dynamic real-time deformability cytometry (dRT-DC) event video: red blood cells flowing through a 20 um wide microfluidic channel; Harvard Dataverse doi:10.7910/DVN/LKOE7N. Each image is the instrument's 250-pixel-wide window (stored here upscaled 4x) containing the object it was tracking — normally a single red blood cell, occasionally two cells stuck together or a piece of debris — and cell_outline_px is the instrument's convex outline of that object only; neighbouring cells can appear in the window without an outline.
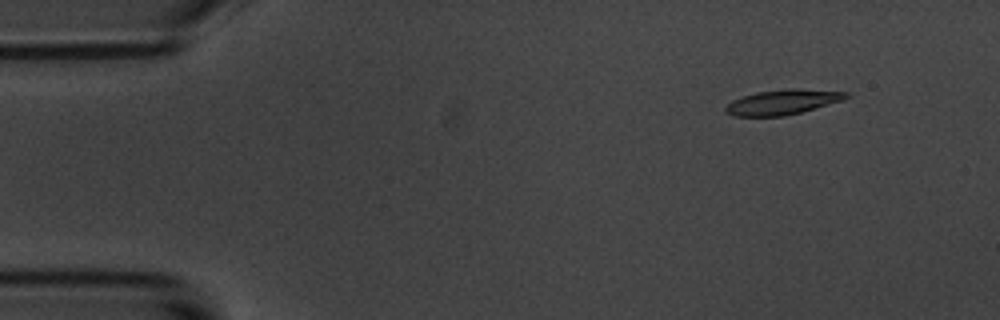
{"species": "common noctule bat (a hibernating species)", "species_latin": "Nyctalus noctula", "temperature_condition": "room temperature", "stored_images_in_passage": 54, "camera_frame_rate_fps": 3000, "um_per_image_px": 0.085, "animal": {"sex": "male", "body_mass_g": 20.1, "forearm_length_mm": 53.5}, "frame": {"image": 1, "passage_image": 4, "time_ms": 1.0, "image_size_px": [1000, 320], "cell_outline_px": [[852, 96], [844, 100], [800, 112], [784, 116], [732, 116], [724, 112], [724, 108], [732, 100], [756, 92], [792, 88], [848, 92]], "centroid_in_image_um": [66.53, 8.68], "position_along_channel_um": 18.5, "area_um2": 17.51}}
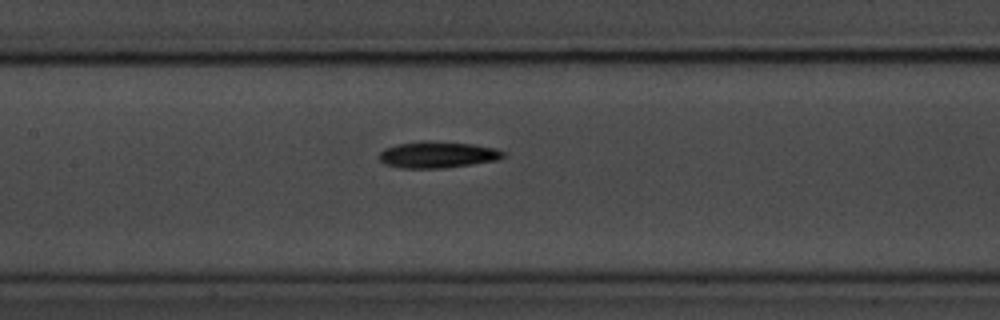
{"frame": {"image": 2, "passage_image": 24, "time_ms": 7.667, "image_size_px": [1000, 320], "cell_outline_px": [[508, 156], [496, 160], [472, 164], [444, 168], [400, 168], [384, 164], [380, 160], [380, 152], [384, 148], [400, 144], [424, 140], [428, 140], [472, 144], [496, 148], [504, 152]], "centroid_in_image_um": [37.21, 13.15], "position_along_channel_um": 170.2, "area_um2": 19.19}}
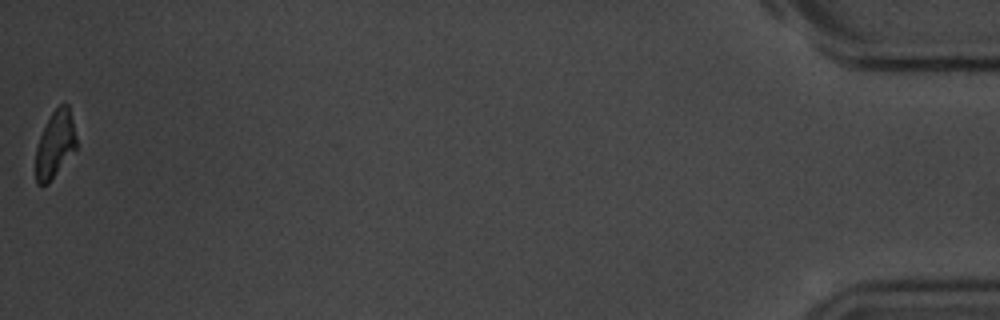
{"frame": {"image": 3, "passage_image": 54, "time_ms": 17.667, "image_size_px": [1000, 320], "cell_outline_px": [[76, 152], [48, 184], [36, 184], [36, 148], [40, 136], [52, 112], [60, 104], [68, 104], [76, 136]], "centroid_in_image_um": [4.7, 12.31], "position_along_channel_um": 430.5, "area_um2": 15.9}, "authors_computed_cell_mechanics": {"area_um2": 17.918, "velocity_mm_per_s": 3.5823, "shape_relaxation_time_tau1_ms": 2.61, "shape_relaxation_time_tau2_ms": null, "deformation_change_tau1": 0.1432, "deformation_change_tau2": null}}